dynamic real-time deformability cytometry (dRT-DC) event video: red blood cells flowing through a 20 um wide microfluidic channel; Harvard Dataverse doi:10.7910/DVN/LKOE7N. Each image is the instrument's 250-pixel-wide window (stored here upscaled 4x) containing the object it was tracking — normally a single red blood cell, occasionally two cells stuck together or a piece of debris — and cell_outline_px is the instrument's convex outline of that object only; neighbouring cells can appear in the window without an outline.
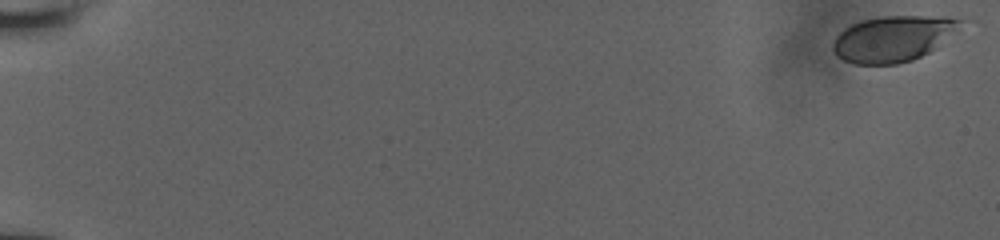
{"species": "human", "species_latin": "Homo sapiens", "temperature_condition": "room temperature", "stored_images_in_passage": 56, "camera_frame_rate_fps": 3000, "um_per_image_px": 0.085, "donor": {"sex": "male"}, "frame": {"image": 1, "passage_image": 1, "time_ms": 0.0, "image_size_px": [1000, 240], "cell_outline_px": [[964, 20], [936, 48], [912, 60], [896, 64], [852, 64], [836, 56], [832, 48], [832, 44], [836, 36], [844, 28], [852, 24], [864, 20], [880, 16], [948, 16]], "centroid_in_image_um": [75.85, 3.28], "position_along_channel_um": 9.1, "area_um2": 33.76}}
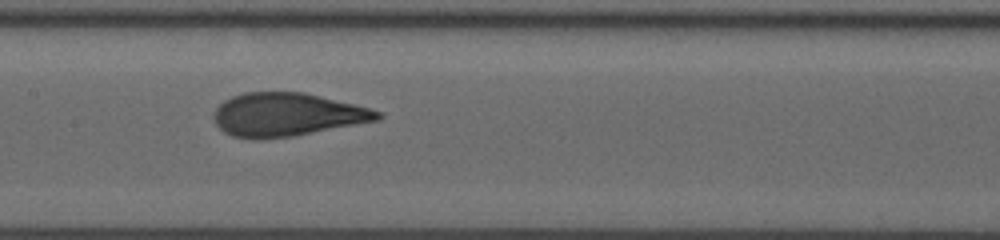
{"frame": {"image": 2, "passage_image": 31, "time_ms": 10.0, "image_size_px": [1000, 240], "cell_outline_px": [[384, 116], [380, 120], [292, 136], [256, 140], [252, 140], [232, 136], [224, 132], [216, 124], [212, 116], [216, 108], [224, 100], [232, 96], [244, 92], [304, 92], [368, 108], [380, 112]], "centroid_in_image_um": [24.35, 9.75], "position_along_channel_um": 183.1, "area_um2": 41.27}}
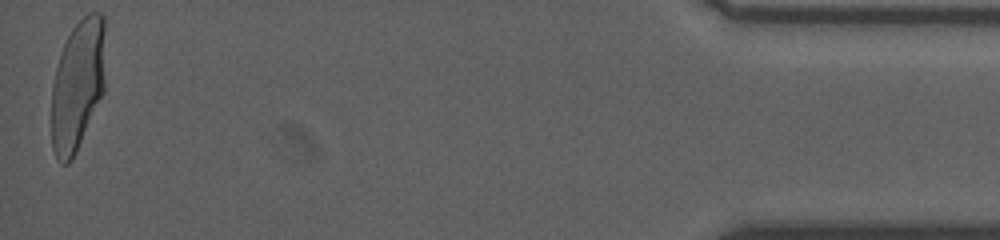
{"frame": {"image": 3, "passage_image": 56, "time_ms": 18.333, "image_size_px": [1000, 240], "cell_outline_px": [[104, 92], [76, 152], [72, 160], [68, 164], [60, 164], [56, 160], [52, 148], [52, 84], [60, 52], [72, 28], [88, 12], [100, 12], [104, 16]], "centroid_in_image_um": [6.59, 7.25], "position_along_channel_um": 428.6, "area_um2": 41.33}, "authors_computed_cell_mechanics": {"area_um2": 40.3155, "velocity_mm_per_s": 3.921, "shape_relaxation_time_tau1_ms": 3.9456, "shape_relaxation_time_tau2_ms": null, "deformation_change_tau1": 0.1931, "deformation_change_tau2": null}}